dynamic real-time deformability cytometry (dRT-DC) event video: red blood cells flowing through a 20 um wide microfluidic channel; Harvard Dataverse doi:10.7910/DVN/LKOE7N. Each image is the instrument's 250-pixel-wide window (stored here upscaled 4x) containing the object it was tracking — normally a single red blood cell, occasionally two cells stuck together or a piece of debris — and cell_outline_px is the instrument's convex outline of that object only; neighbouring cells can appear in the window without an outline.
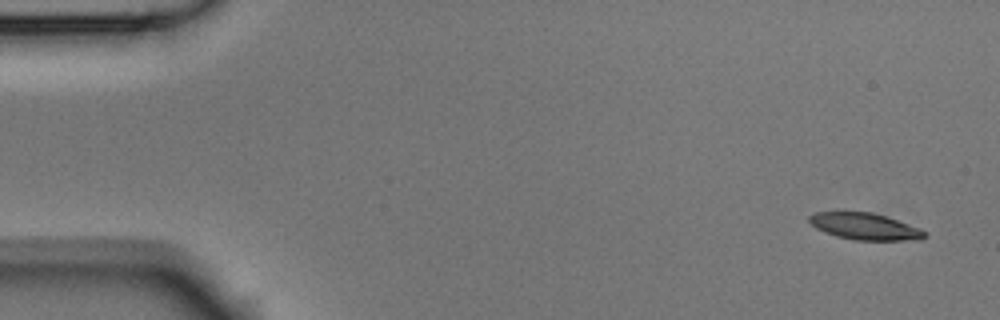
{"species": "Egyptian fruit bat (a non-hibernating species)", "species_latin": "Rousettus aegyptiacus", "temperature_condition": "room temperature", "stored_images_in_passage": 4, "camera_frame_rate_fps": 3000, "um_per_image_px": 0.085, "animal": {"sex": "male"}, "frame": {"image": 1, "passage_image": 1, "time_ms": 0.0, "image_size_px": [1000, 320], "cell_outline_px": [[928, 236], [920, 240], [852, 240], [836, 236], [824, 232], [816, 228], [808, 220], [808, 216], [816, 212], [872, 212], [920, 228], [928, 232]], "centroid_in_image_um": [73.53, 19.26], "position_along_channel_um": 11.5, "area_um2": 17.98}}
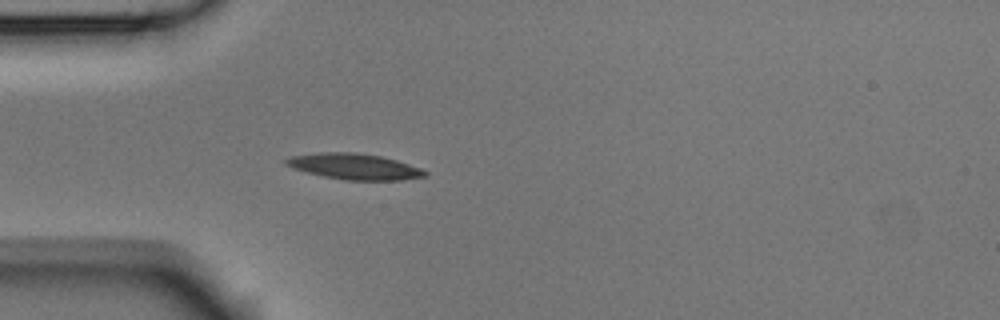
{"frame": {"image": 2, "passage_image": 4, "time_ms": 1.0, "image_size_px": [1000, 320], "cell_outline_px": [[428, 176], [400, 180], [344, 180], [324, 176], [292, 168], [284, 164], [284, 160], [292, 156], [320, 152], [356, 152], [380, 156], [396, 160], [420, 168], [428, 172]], "centroid_in_image_um": [30.12, 14.15], "position_along_channel_um": 54.9, "area_um2": 20.87}}